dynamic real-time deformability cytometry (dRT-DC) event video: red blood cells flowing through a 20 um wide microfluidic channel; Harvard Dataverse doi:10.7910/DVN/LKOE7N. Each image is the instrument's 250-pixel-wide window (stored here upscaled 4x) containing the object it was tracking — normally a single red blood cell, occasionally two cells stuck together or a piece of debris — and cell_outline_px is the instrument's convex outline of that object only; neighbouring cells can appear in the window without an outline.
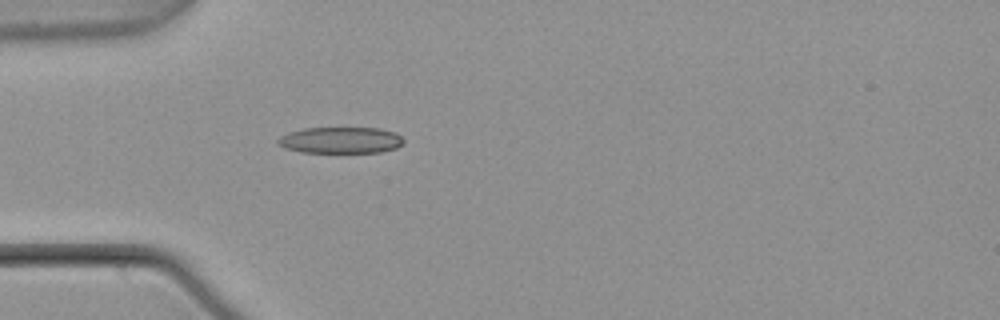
{"species": "common noctule bat (a hibernating species)", "species_latin": "Nyctalus noctula", "temperature_condition": "warm", "stored_images_in_passage": 4, "camera_frame_rate_fps": 3000, "um_per_image_px": 0.085, "animal": {"sex": "male", "body_mass_g": 21.5, "forearm_length_mm": 52.0}, "frame": {"image": 1, "passage_image": 4, "time_ms": 1.0, "image_size_px": [1000, 320], "cell_outline_px": [[404, 144], [396, 148], [380, 152], [300, 152], [284, 148], [276, 144], [276, 140], [280, 136], [304, 128], [380, 128], [396, 132], [404, 140]], "centroid_in_image_um": [28.96, 11.91], "position_along_channel_um": 56.0, "area_um2": 19.36}}